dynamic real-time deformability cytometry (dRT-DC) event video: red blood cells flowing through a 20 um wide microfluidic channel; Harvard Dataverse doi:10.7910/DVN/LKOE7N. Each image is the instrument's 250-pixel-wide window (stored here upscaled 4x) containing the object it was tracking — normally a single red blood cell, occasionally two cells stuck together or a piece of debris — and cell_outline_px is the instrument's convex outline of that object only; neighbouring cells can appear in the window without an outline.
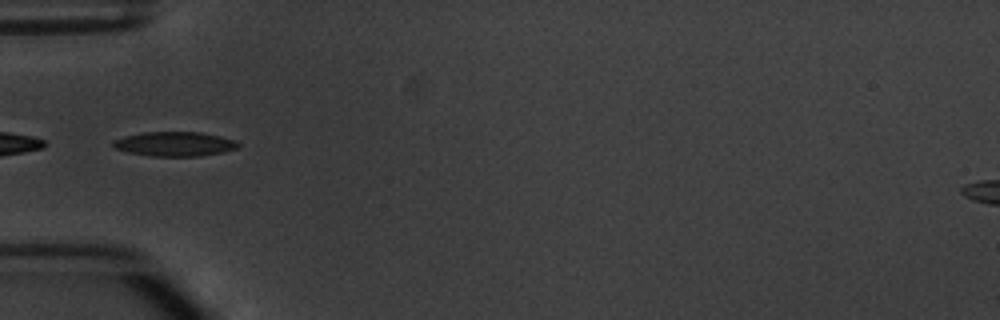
{"species": "common noctule bat (a hibernating species)", "species_latin": "Nyctalus noctula", "temperature_condition": "warm", "stored_images_in_passage": 4, "camera_frame_rate_fps": 3000, "um_per_image_px": 0.085, "animal": {"sex": "male", "body_mass_g": 20.1, "forearm_length_mm": 53.5}, "frame": {"image": 1, "passage_image": 4, "time_ms": 3.667, "image_size_px": [1000, 320], "cell_outline_px": [[240, 148], [224, 152], [200, 156], [152, 156], [128, 152], [116, 148], [112, 144], [112, 140], [124, 136], [140, 132], [200, 132], [220, 136], [236, 140], [240, 144]], "centroid_in_image_um": [14.88, 12.23], "position_along_channel_um": 70.1, "area_um2": 17.98}}